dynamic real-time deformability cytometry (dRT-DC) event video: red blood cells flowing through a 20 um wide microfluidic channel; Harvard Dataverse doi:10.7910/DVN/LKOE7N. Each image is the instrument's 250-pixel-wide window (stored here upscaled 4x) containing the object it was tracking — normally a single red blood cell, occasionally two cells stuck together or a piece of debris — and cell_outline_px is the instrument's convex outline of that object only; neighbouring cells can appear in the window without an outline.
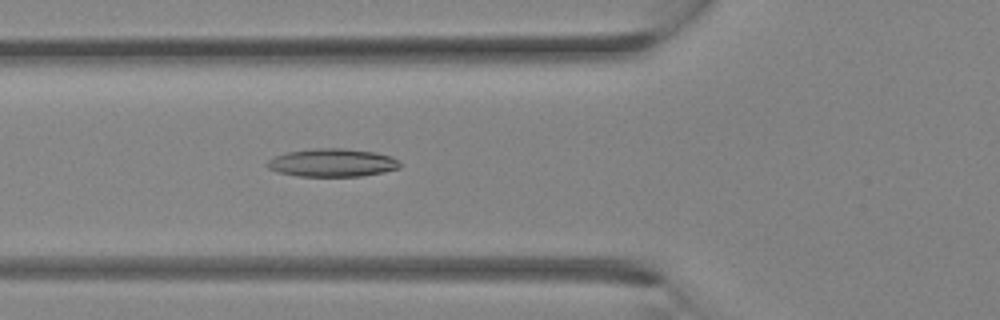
{"species": "Egyptian fruit bat (a non-hibernating species)", "species_latin": "Rousettus aegyptiacus", "temperature_condition": "room temperature", "stored_images_in_passage": 14, "camera_frame_rate_fps": 3000, "um_per_image_px": 0.085, "animal": {"sex": "female"}, "frame": {"image": 1, "passage_image": 12, "time_ms": 3.667, "image_size_px": [1000, 320], "cell_outline_px": [[400, 168], [384, 172], [360, 176], [300, 176], [276, 172], [268, 168], [264, 164], [268, 160], [276, 156], [288, 152], [312, 148], [344, 148], [376, 152], [392, 156], [400, 164]], "centroid_in_image_um": [28.23, 13.83], "position_along_channel_um": 97.6, "area_um2": 21.79}}
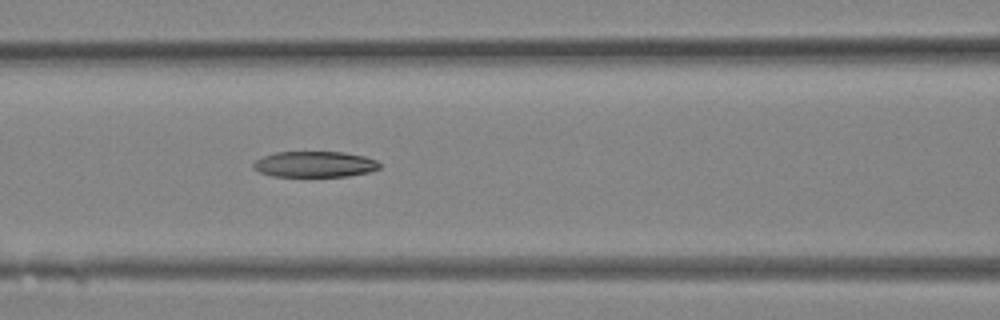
{"frame": {"image": 2, "passage_image": 14, "time_ms": 4.333, "image_size_px": [1000, 320], "cell_outline_px": [[380, 168], [368, 172], [348, 176], [272, 176], [260, 172], [252, 168], [252, 164], [256, 160], [264, 156], [276, 152], [344, 152], [364, 156], [376, 160], [380, 164]], "centroid_in_image_um": [26.74, 13.96], "position_along_channel_um": 139.9, "area_um2": 18.96}}